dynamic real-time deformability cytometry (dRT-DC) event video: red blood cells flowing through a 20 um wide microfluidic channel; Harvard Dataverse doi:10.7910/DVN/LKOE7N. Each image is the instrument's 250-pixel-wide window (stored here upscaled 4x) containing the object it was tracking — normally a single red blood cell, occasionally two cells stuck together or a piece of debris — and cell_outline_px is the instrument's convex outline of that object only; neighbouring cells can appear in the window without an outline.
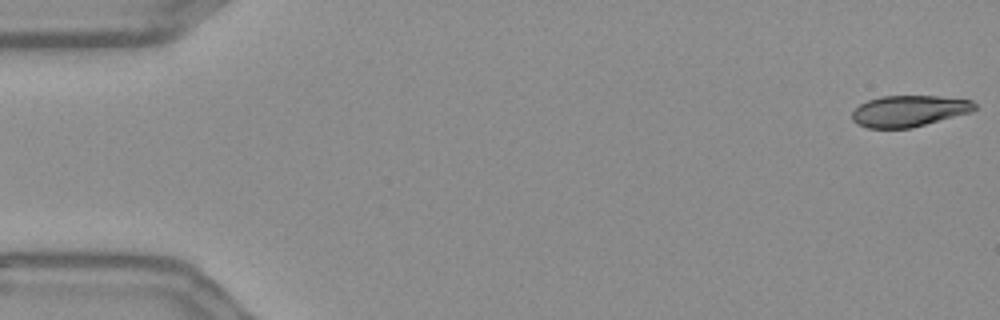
{"species": "Egyptian fruit bat (a non-hibernating species)", "species_latin": "Rousettus aegyptiacus", "temperature_condition": "warm", "stored_images_in_passage": 6, "camera_frame_rate_fps": 3000, "um_per_image_px": 0.085, "frame": {"image": 1, "passage_image": 1, "time_ms": 0.0, "image_size_px": [1000, 320], "cell_outline_px": [[976, 108], [972, 112], [912, 128], [868, 128], [856, 124], [852, 120], [852, 112], [860, 104], [868, 100], [880, 96], [936, 96], [972, 100], [976, 104]], "centroid_in_image_um": [77.26, 9.44], "position_along_channel_um": 7.7, "area_um2": 22.43}}